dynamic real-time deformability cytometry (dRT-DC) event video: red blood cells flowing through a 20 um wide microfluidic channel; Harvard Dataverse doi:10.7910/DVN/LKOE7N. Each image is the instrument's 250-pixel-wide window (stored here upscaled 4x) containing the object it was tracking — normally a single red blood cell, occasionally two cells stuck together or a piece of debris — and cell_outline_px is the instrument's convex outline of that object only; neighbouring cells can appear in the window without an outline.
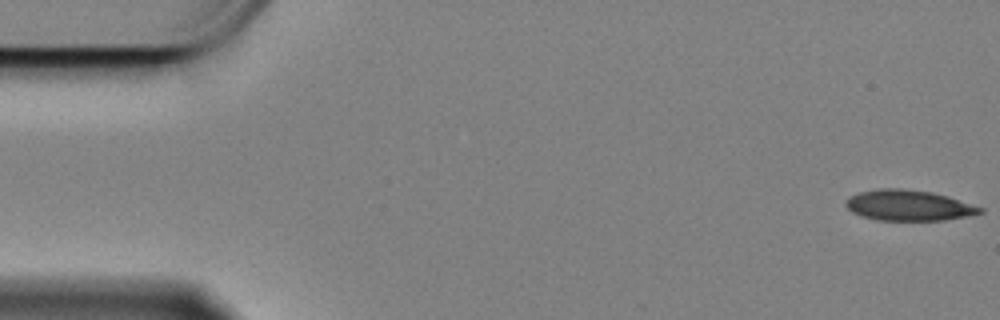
{"species": "Egyptian fruit bat (a non-hibernating species)", "species_latin": "Rousettus aegyptiacus", "temperature_condition": "cold", "stored_images_in_passage": 59, "camera_frame_rate_fps": 3000, "um_per_image_px": 0.085, "animal": {"sex": "female"}, "frame": {"image": 1, "passage_image": 1, "time_ms": 0.0, "image_size_px": [1000, 320], "cell_outline_px": [[984, 212], [944, 220], [876, 220], [860, 216], [852, 212], [844, 204], [852, 196], [860, 192], [880, 188], [900, 188], [932, 192], [948, 196], [984, 208]], "centroid_in_image_um": [77.23, 17.46], "position_along_channel_um": 7.8, "area_um2": 23.81}}
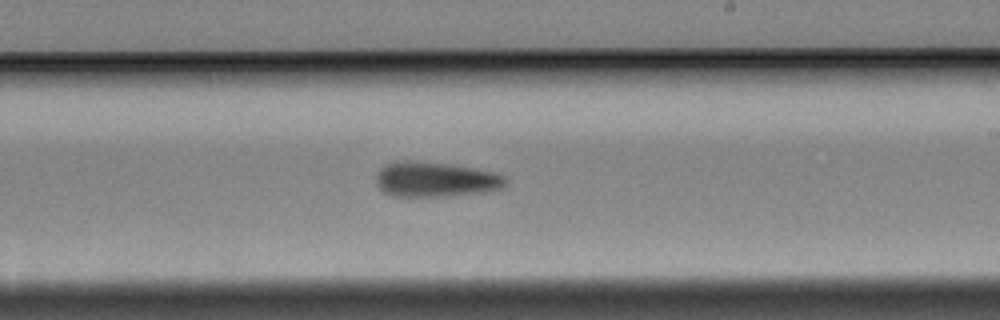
{"frame": {"image": 2, "passage_image": 34, "time_ms": 11.0, "image_size_px": [1000, 320], "cell_outline_px": [[508, 180], [500, 188], [484, 192], [444, 196], [392, 196], [384, 192], [376, 184], [376, 176], [380, 168], [384, 164], [400, 160], [408, 160], [448, 164], [472, 168], [492, 172], [504, 176]], "centroid_in_image_um": [36.95, 15.25], "position_along_channel_um": 252.0, "area_um2": 26.24}}
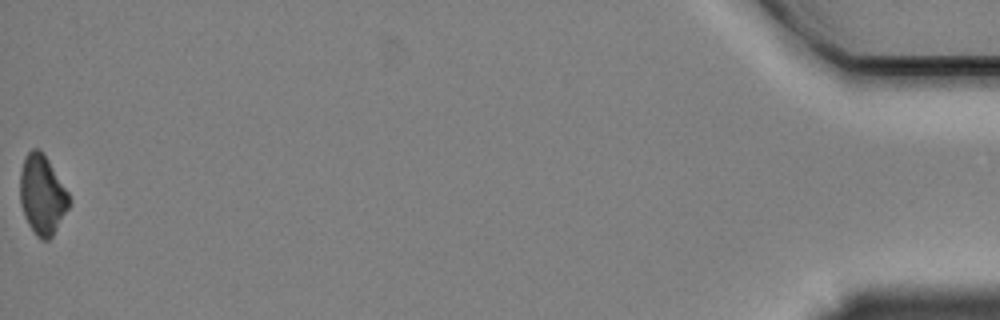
{"frame": {"image": 3, "passage_image": 59, "time_ms": 19.333, "image_size_px": [1000, 320], "cell_outline_px": [[68, 208], [52, 236], [48, 240], [40, 240], [36, 236], [28, 224], [24, 216], [20, 200], [20, 172], [24, 156], [32, 148], [36, 148], [48, 160], [68, 192]], "centroid_in_image_um": [3.55, 16.58], "position_along_channel_um": 431.6, "area_um2": 22.37}, "authors_computed_cell_mechanics": {"area_um2": 24.854, "velocity_mm_per_s": 3.3484, "shape_relaxation_time_tau1_ms": 3.2435, "shape_relaxation_time_tau2_ms": null, "deformation_change_tau1": 0.0936, "deformation_change_tau2": null}}